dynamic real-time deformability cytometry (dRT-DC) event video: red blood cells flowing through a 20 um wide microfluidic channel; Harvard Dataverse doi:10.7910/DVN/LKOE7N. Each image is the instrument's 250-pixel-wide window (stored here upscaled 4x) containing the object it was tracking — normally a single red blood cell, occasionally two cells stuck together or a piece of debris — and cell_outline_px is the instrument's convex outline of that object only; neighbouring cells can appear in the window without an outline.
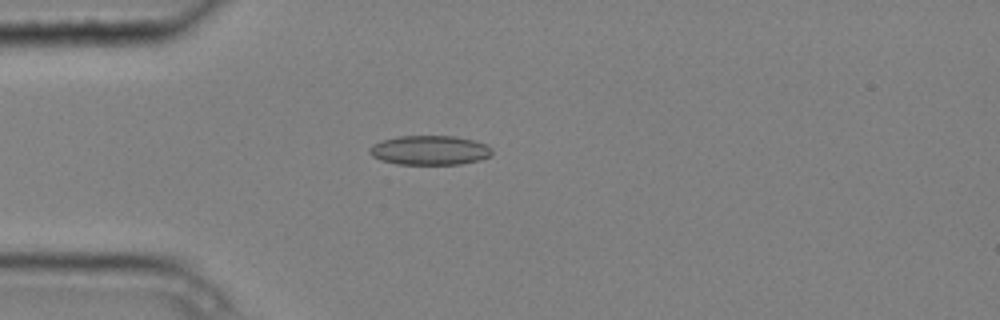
{"species": "common noctule bat (a hibernating species)", "species_latin": "Nyctalus noctula", "temperature_condition": "cold", "stored_images_in_passage": 8, "camera_frame_rate_fps": 3000, "um_per_image_px": 0.085, "animal": {"sex": "male", "body_mass_g": 20.4}, "frame": {"image": 1, "passage_image": 5, "time_ms": 1.333, "image_size_px": [1000, 320], "cell_outline_px": [[492, 152], [488, 156], [480, 160], [460, 164], [396, 164], [380, 160], [372, 156], [368, 152], [368, 148], [372, 144], [380, 140], [400, 136], [452, 136], [472, 140], [484, 144], [492, 148]], "centroid_in_image_um": [36.46, 12.77], "position_along_channel_um": 48.5, "area_um2": 20.98}}
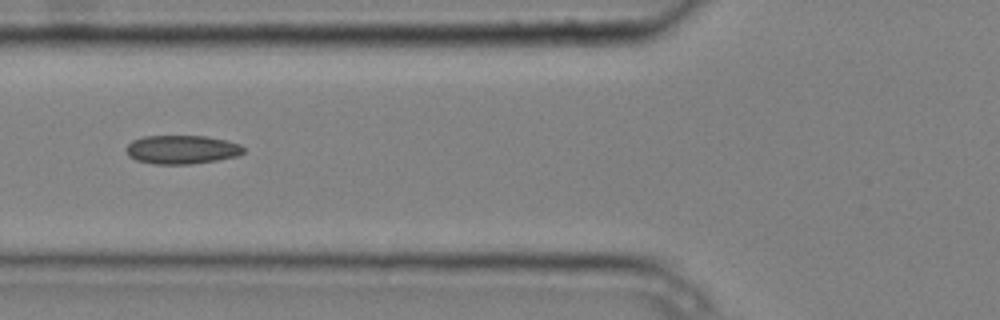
{"frame": {"image": 2, "passage_image": 7, "time_ms": 2.0, "image_size_px": [1000, 320], "cell_outline_px": [[244, 152], [240, 156], [192, 164], [152, 164], [136, 160], [128, 156], [124, 148], [132, 140], [144, 136], [208, 136], [240, 144], [244, 148]], "centroid_in_image_um": [15.43, 12.72], "position_along_channel_um": 110.4, "area_um2": 19.83}}
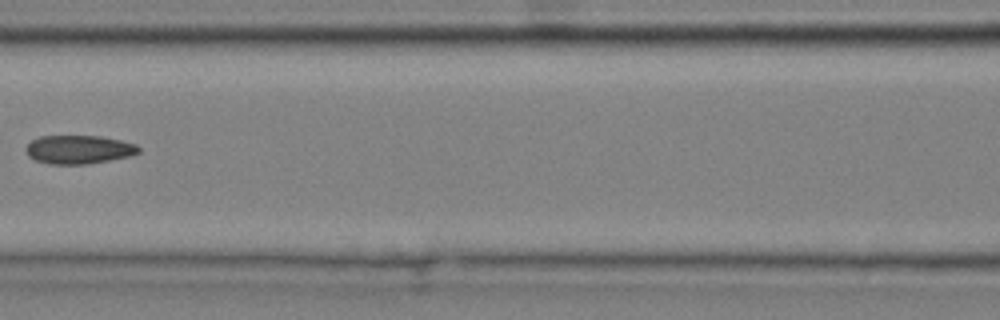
{"frame": {"image": 3, "passage_image": 8, "time_ms": 2.333, "image_size_px": [1000, 320], "cell_outline_px": [[140, 152], [132, 156], [88, 164], [48, 164], [36, 160], [28, 156], [24, 148], [32, 140], [40, 136], [100, 136], [120, 140], [136, 144], [140, 148]], "centroid_in_image_um": [6.7, 12.71], "position_along_channel_um": 159.9, "area_um2": 18.9}}